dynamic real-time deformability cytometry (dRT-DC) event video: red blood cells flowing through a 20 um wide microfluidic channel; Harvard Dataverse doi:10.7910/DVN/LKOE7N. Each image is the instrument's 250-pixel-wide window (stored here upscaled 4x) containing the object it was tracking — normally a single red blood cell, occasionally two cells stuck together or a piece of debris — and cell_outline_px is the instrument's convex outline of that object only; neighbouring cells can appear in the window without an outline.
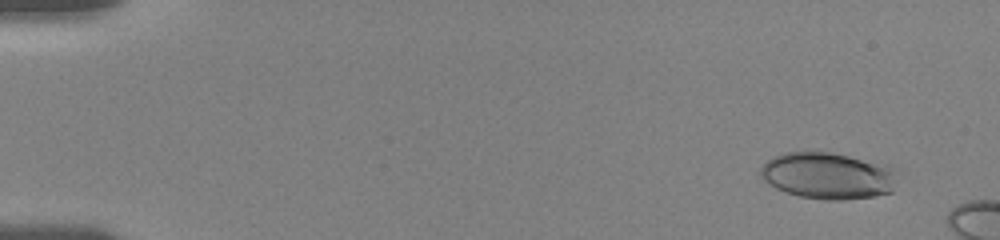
{"species": "human", "species_latin": "Homo sapiens", "temperature_condition": "room temperature", "stored_images_in_passage": 7, "camera_frame_rate_fps": 3000, "um_per_image_px": 0.085, "donor": {"sex": "female"}, "frame": {"image": 1, "passage_image": 2, "time_ms": 1.0, "image_size_px": [1000, 240], "cell_outline_px": [[900, 172], [892, 192], [876, 196], [840, 200], [828, 200], [800, 196], [776, 188], [768, 184], [760, 176], [760, 168], [772, 156], [784, 152], [832, 152], [888, 164], [900, 168]], "centroid_in_image_um": [70.46, 14.92], "position_along_channel_um": 14.5, "area_um2": 37.86}}